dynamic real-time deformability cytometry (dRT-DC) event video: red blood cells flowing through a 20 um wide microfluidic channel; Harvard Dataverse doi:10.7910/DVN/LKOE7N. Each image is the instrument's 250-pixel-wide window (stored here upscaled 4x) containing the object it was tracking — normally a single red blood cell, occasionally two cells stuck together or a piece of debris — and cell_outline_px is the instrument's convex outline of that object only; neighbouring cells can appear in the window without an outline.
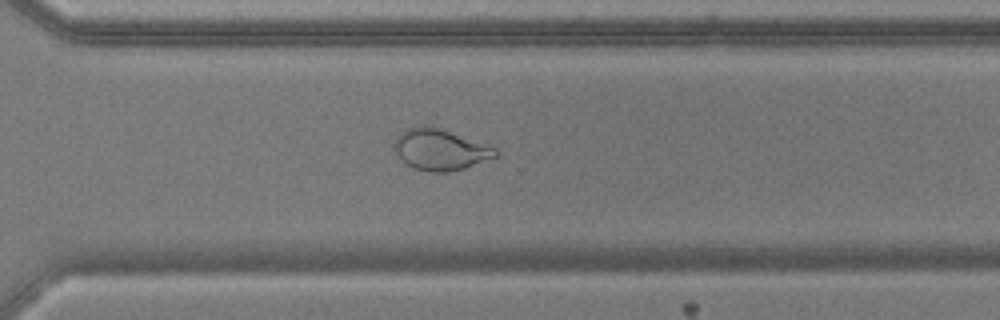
{"species": "common noctule bat (a hibernating species)", "species_latin": "Nyctalus noctula", "temperature_condition": "warm", "stored_images_in_passage": 51, "camera_frame_rate_fps": 3000, "um_per_image_px": 0.085, "animal": {"sex": "male", "body_mass_g": 17.9, "forearm_length_mm": 54.2}, "frame": {"image": 1, "passage_image": 37, "time_ms": 12.0, "image_size_px": [1000, 320], "cell_outline_px": [[500, 152], [496, 156], [464, 168], [448, 172], [428, 172], [412, 168], [404, 164], [400, 160], [392, 148], [396, 136], [404, 128], [424, 124], [428, 124], [440, 128], [496, 148]], "centroid_in_image_um": [37.32, 12.71], "position_along_channel_um": 333.3, "area_um2": 24.62}}
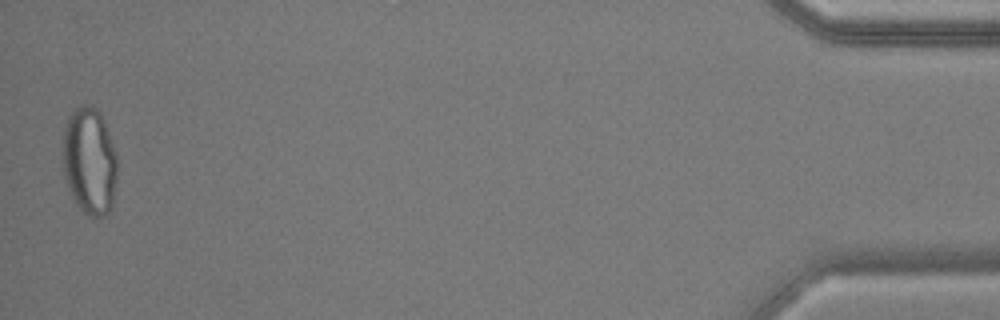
{"frame": {"image": 2, "passage_image": 51, "time_ms": 16.667, "image_size_px": [1000, 320], "cell_outline_px": [[116, 180], [112, 208], [104, 216], [96, 220], [88, 216], [76, 204], [68, 188], [64, 176], [60, 152], [64, 124], [68, 116], [80, 104], [88, 104], [96, 108], [100, 112], [104, 120], [116, 152]], "centroid_in_image_um": [7.57, 13.69], "position_along_channel_um": 427.6, "area_um2": 35.14}, "authors_computed_cell_mechanics": {"area_um2": 29.1312, "velocity_mm_per_s": 3.8697, "shape_relaxation_time_tau1_ms": null, "shape_relaxation_time_tau2_ms": 1.1697, "deformation_change_tau1": null, "deformation_change_tau2": 0.0691}}